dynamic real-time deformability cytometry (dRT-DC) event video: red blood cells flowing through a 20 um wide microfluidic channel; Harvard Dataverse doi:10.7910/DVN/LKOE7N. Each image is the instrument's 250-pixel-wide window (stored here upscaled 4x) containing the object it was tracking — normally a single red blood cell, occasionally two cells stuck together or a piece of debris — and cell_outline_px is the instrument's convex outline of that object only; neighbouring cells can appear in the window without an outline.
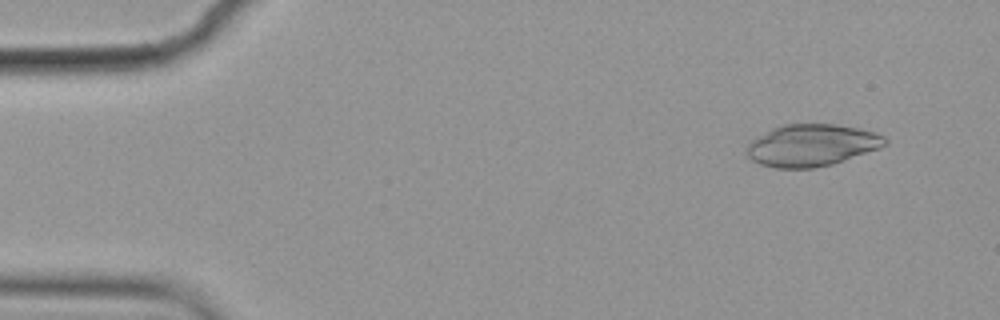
{"species": "common noctule bat (a hibernating species)", "species_latin": "Nyctalus noctula", "temperature_condition": "cold", "stored_images_in_passage": 55, "camera_frame_rate_fps": 3000, "um_per_image_px": 0.085, "animal": {"sex": "female", "body_mass_g": 19.9}, "frame": {"image": 1, "passage_image": 4, "time_ms": 1.0, "image_size_px": [1000, 320], "cell_outline_px": [[888, 144], [880, 148], [832, 164], [812, 168], [776, 168], [760, 164], [752, 160], [744, 152], [748, 144], [756, 136], [784, 124], [836, 124], [860, 128], [876, 132], [884, 136], [888, 140]], "centroid_in_image_um": [69.0, 12.34], "position_along_channel_um": 16.0, "area_um2": 33.93}}